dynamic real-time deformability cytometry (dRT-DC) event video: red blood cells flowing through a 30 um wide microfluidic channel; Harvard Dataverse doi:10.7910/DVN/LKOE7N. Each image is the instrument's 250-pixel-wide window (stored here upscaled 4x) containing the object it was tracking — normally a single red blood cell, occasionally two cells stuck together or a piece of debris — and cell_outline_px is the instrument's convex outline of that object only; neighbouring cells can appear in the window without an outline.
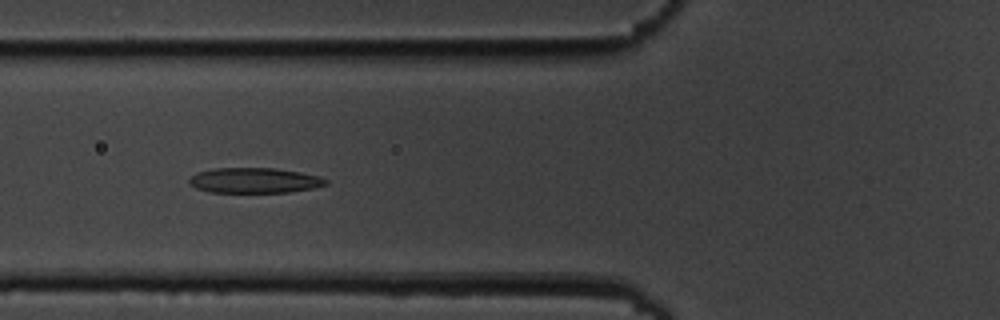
{"species": "common noctule bat (a hibernating species)", "species_latin": "Nyctalus noctula", "temperature_condition": "cold", "stored_images_in_passage": 5, "camera_frame_rate_fps": 3000, "um_per_image_px": 0.085, "animal": {"sex": "male", "body_mass_g": 19.5, "forearm_length_mm": 54.6}, "frame": {"image": 1, "passage_image": 4, "time_ms": 3.333, "image_size_px": [1000, 320], "cell_outline_px": [[328, 184], [312, 188], [288, 192], [208, 192], [196, 188], [188, 184], [188, 180], [196, 172], [212, 168], [276, 168], [300, 172], [320, 176], [328, 180]], "centroid_in_image_um": [21.6, 15.33], "position_along_channel_um": 104.2, "area_um2": 20.23}}
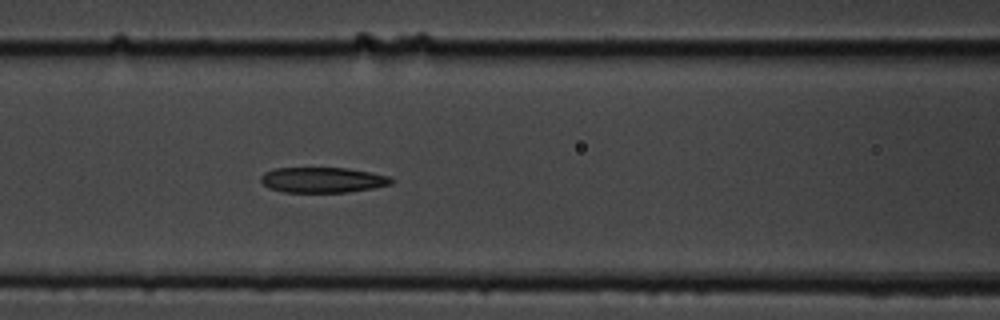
{"frame": {"image": 2, "passage_image": 5, "time_ms": 4.333, "image_size_px": [1000, 320], "cell_outline_px": [[396, 180], [392, 184], [372, 188], [348, 192], [284, 192], [268, 188], [260, 180], [260, 176], [264, 172], [272, 168], [348, 168], [372, 172], [388, 176]], "centroid_in_image_um": [27.42, 15.29], "position_along_channel_um": 139.2, "area_um2": 19.48}}